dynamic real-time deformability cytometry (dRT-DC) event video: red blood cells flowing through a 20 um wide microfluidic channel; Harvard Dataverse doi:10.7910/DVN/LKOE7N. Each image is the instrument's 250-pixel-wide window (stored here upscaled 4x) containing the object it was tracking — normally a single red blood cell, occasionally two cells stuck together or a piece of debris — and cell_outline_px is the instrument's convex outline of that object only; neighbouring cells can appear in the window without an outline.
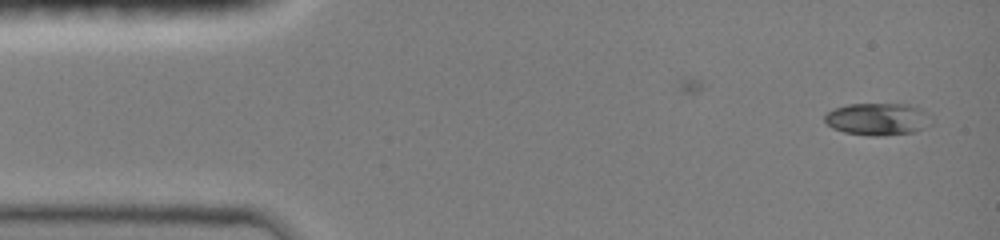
{"species": "common noctule bat (a hibernating species)", "species_latin": "Nyctalus noctula", "temperature_condition": "room temperature", "stored_images_in_passage": 15, "camera_frame_rate_fps": 3000, "um_per_image_px": 0.085, "animal": {"sex": "female", "body_mass_g": 19.0, "forearm_length_mm": 51.5}, "frame": {"image": 1, "passage_image": 1, "time_ms": 0.0, "image_size_px": [1000, 240], "cell_outline_px": [[932, 124], [916, 132], [884, 136], [872, 136], [844, 132], [832, 128], [824, 120], [824, 116], [832, 108], [848, 104], [908, 104], [920, 108], [928, 112]], "centroid_in_image_um": [74.62, 10.13], "position_along_channel_um": 10.4, "area_um2": 20.35}}
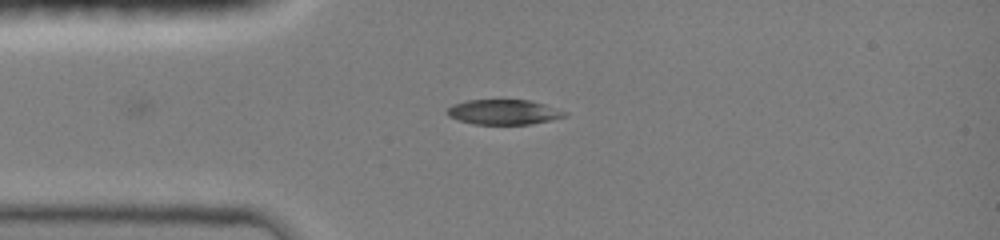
{"frame": {"image": 2, "passage_image": 10, "time_ms": 3.0, "image_size_px": [1000, 240], "cell_outline_px": [[568, 116], [552, 120], [532, 124], [476, 124], [460, 120], [448, 116], [444, 112], [452, 104], [468, 100], [532, 100], [568, 112]], "centroid_in_image_um": [42.84, 9.52], "position_along_channel_um": 42.2, "area_um2": 17.22}}
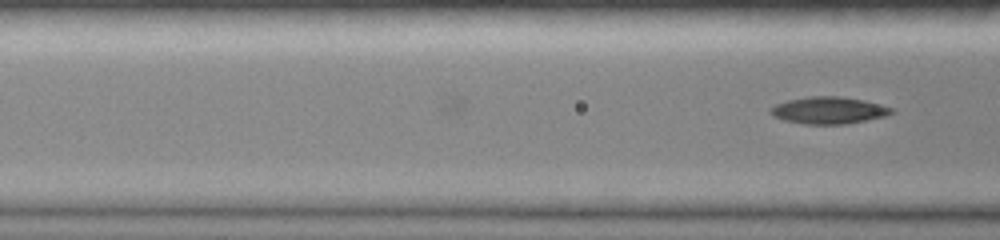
{"frame": {"image": 3, "passage_image": 15, "time_ms": 4.667, "image_size_px": [1000, 240], "cell_outline_px": [[896, 112], [884, 116], [844, 124], [804, 124], [784, 120], [772, 116], [768, 112], [776, 104], [788, 100], [812, 96], [840, 96], [864, 100], [892, 108]], "centroid_in_image_um": [70.41, 9.38], "position_along_channel_um": 96.2, "area_um2": 18.84}}